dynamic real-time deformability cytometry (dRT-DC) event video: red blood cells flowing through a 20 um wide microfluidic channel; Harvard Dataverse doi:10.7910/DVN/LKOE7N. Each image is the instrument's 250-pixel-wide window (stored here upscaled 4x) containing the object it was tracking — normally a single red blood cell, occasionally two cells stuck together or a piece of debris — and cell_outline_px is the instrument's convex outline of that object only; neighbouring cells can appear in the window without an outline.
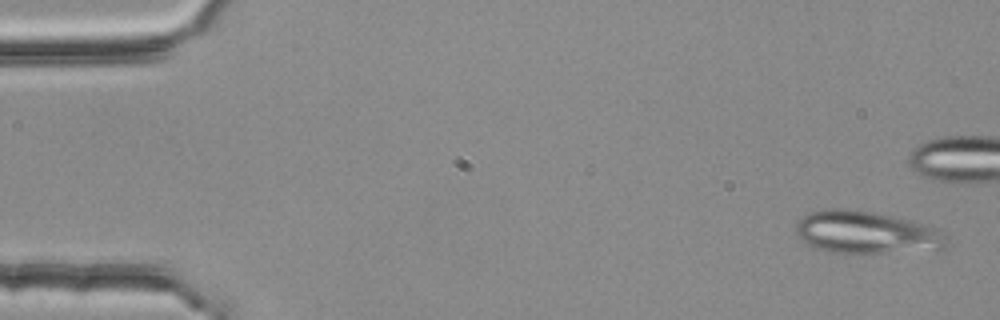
{"species": "common noctule bat (a hibernating species)", "species_latin": "Nyctalus noctula", "temperature_condition": "room temperature", "stored_images_in_passage": 5, "camera_frame_rate_fps": 3000, "um_per_image_px": 0.085, "animal": {"sex": "female", "body_mass_g": 25.1}, "frame": {"image": 1, "passage_image": 1, "time_ms": 0.0, "image_size_px": [1000, 320], "cell_outline_px": [[944, 248], [936, 252], [832, 252], [808, 244], [796, 232], [796, 224], [808, 212], [828, 208], [844, 208], [872, 212], [892, 216], [924, 224], [936, 228], [944, 232]], "centroid_in_image_um": [73.69, 19.76], "position_along_channel_um": 11.3, "area_um2": 36.99}}